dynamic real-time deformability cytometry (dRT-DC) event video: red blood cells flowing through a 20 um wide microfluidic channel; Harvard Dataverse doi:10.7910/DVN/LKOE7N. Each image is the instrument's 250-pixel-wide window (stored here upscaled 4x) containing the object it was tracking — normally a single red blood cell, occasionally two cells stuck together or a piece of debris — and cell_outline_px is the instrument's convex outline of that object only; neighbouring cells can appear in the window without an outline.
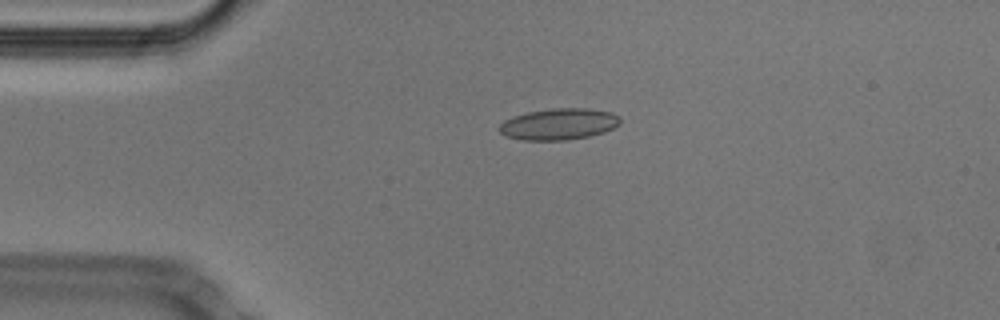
{"species": "Egyptian fruit bat (a non-hibernating species)", "species_latin": "Rousettus aegyptiacus", "temperature_condition": "cold", "stored_images_in_passage": 27, "camera_frame_rate_fps": 3000, "um_per_image_px": 0.085, "animal": {"sex": "male"}, "frame": {"image": 1, "passage_image": 1, "time_ms": 0.0, "image_size_px": [1000, 320], "cell_outline_px": [[608, 128], [596, 132], [580, 136], [516, 136], [512, 120], [520, 116], [536, 112], [600, 112], [608, 124]], "centroid_in_image_um": [47.54, 10.54], "position_along_channel_um": 37.5, "area_um2": 14.74}}
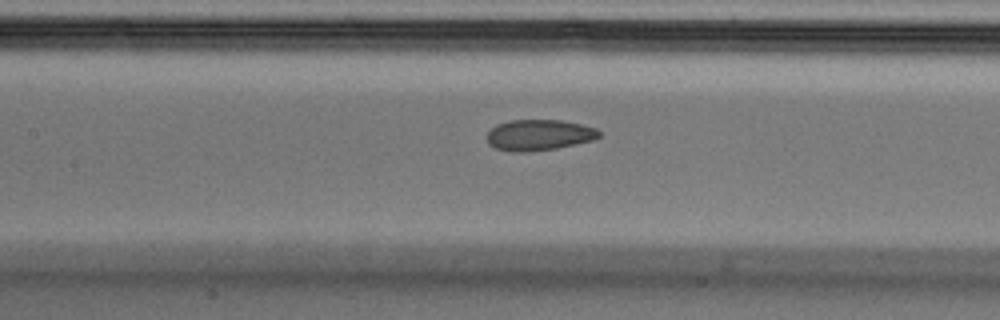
{"frame": {"image": 2, "passage_image": 13, "time_ms": 4.0, "image_size_px": [1000, 320], "cell_outline_px": [[596, 136], [584, 140], [548, 148], [500, 148], [492, 144], [488, 136], [496, 128], [504, 124], [524, 120], [540, 120], [572, 124], [588, 128], [596, 132]], "centroid_in_image_um": [45.75, 11.43], "position_along_channel_um": 161.6, "area_um2": 16.53}}
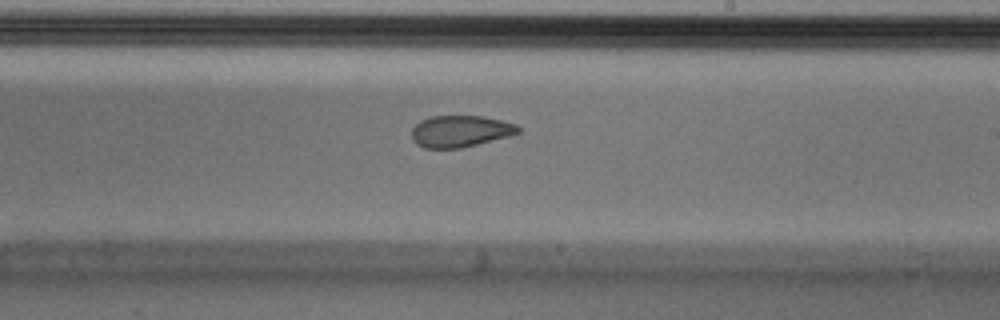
{"frame": {"image": 3, "passage_image": 20, "time_ms": 6.333, "image_size_px": [1000, 320], "cell_outline_px": [[516, 132], [472, 144], [448, 148], [432, 148], [420, 144], [416, 140], [416, 128], [424, 120], [440, 116], [472, 116], [492, 120], [508, 124], [516, 128]], "centroid_in_image_um": [39.04, 11.15], "position_along_channel_um": 250.0, "area_um2": 16.99}}